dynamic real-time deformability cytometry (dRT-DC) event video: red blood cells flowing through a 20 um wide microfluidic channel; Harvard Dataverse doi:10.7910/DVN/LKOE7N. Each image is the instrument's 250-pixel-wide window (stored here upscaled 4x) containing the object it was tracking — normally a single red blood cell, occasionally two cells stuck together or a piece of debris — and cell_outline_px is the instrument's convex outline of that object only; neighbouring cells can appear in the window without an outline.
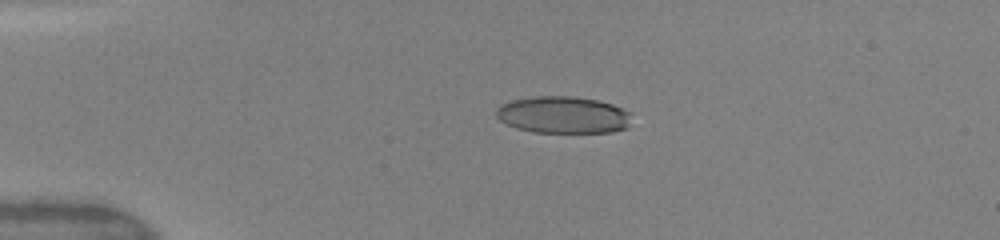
{"species": "human", "species_latin": "Homo sapiens", "temperature_condition": "warm", "stored_images_in_passage": 32, "camera_frame_rate_fps": 3000, "um_per_image_px": 0.085, "donor": {"sex": "female"}, "frame": {"image": 1, "passage_image": 7, "time_ms": 3.333, "image_size_px": [1000, 240], "cell_outline_px": [[632, 112], [628, 128], [612, 132], [532, 132], [516, 128], [500, 120], [496, 116], [496, 108], [500, 104], [512, 100], [532, 96], [572, 96], [596, 100], [612, 104]], "centroid_in_image_um": [47.87, 9.76], "position_along_channel_um": 37.1, "area_um2": 29.36}}
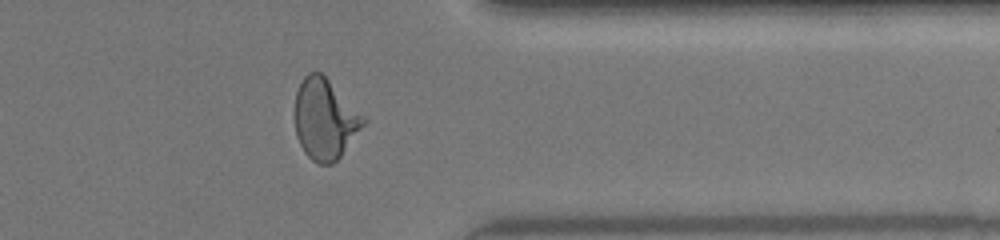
{"frame": {"image": 2, "passage_image": 24, "time_ms": 13.0, "image_size_px": [1000, 240], "cell_outline_px": [[364, 124], [340, 156], [332, 164], [316, 164], [304, 152], [296, 136], [296, 92], [304, 76], [308, 72], [320, 72], [364, 116]], "centroid_in_image_um": [27.59, 10.14], "position_along_channel_um": 383.8, "area_um2": 31.39}}
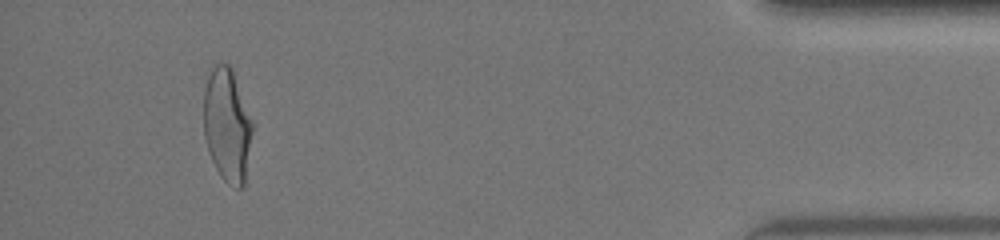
{"frame": {"image": 3, "passage_image": 30, "time_ms": 15.0, "image_size_px": [1000, 240], "cell_outline_px": [[252, 132], [244, 184], [240, 188], [236, 188], [228, 184], [220, 176], [208, 152], [204, 136], [204, 88], [212, 64], [228, 64], [232, 68], [252, 120]], "centroid_in_image_um": [19.29, 10.61], "position_along_channel_um": 415.9, "area_um2": 32.19}, "authors_computed_cell_mechanics": {"area_um2": 31.2987, "velocity_mm_per_s": 4.1154, "shape_relaxation_time_tau1_ms": 5.6524, "shape_relaxation_time_tau2_ms": null, "deformation_change_tau1": 0.1976, "deformation_change_tau2": null}}